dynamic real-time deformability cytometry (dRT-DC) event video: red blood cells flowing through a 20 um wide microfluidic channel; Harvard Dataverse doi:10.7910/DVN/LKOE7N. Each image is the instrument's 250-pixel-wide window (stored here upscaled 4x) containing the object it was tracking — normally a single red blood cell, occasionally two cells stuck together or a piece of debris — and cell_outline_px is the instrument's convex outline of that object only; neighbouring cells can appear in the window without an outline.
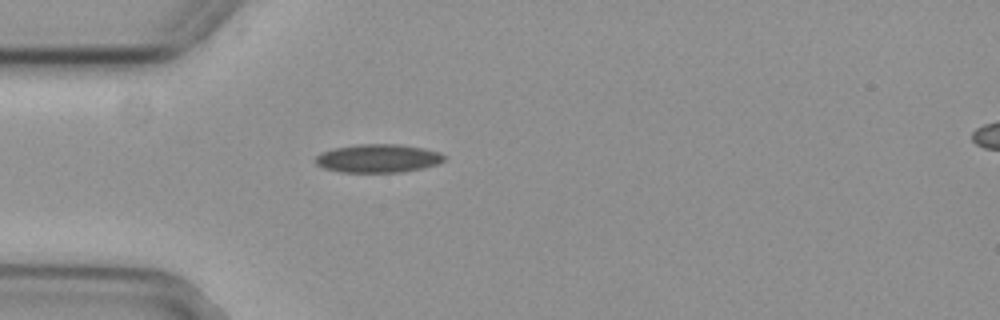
{"species": "common noctule bat (a hibernating species)", "species_latin": "Nyctalus noctula", "temperature_condition": "cold", "stored_images_in_passage": 40, "camera_frame_rate_fps": 3000, "um_per_image_px": 0.085, "animal": {"sex": "female", "body_mass_g": 29.2, "forearm_length_mm": 56.3}, "frame": {"image": 1, "passage_image": 1, "time_ms": 0.0, "image_size_px": [1000, 320], "cell_outline_px": [[448, 156], [444, 160], [436, 164], [420, 168], [400, 172], [340, 172], [324, 168], [316, 164], [316, 156], [320, 152], [332, 148], [356, 144], [400, 144], [424, 148], [440, 152]], "centroid_in_image_um": [32.12, 13.45], "position_along_channel_um": 52.9, "area_um2": 21.39}}
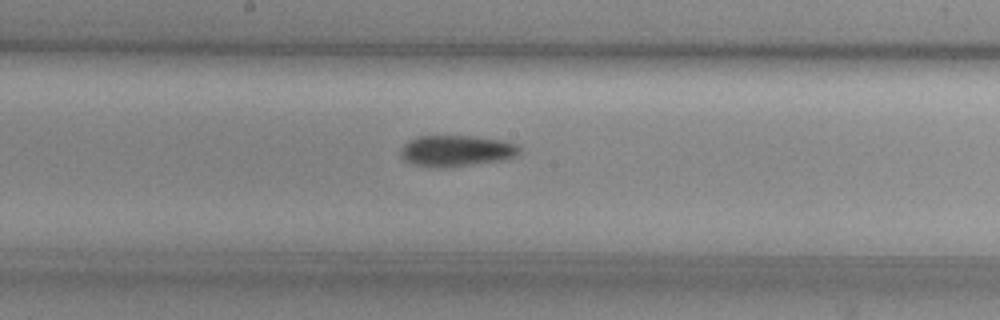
{"frame": {"image": 2, "passage_image": 14, "time_ms": 4.333, "image_size_px": [1000, 320], "cell_outline_px": [[520, 152], [504, 160], [448, 168], [436, 168], [416, 164], [404, 160], [400, 156], [400, 148], [408, 140], [416, 136], [472, 136], [500, 140], [516, 144], [520, 148]], "centroid_in_image_um": [38.74, 12.83], "position_along_channel_um": 209.5, "area_um2": 21.68}}
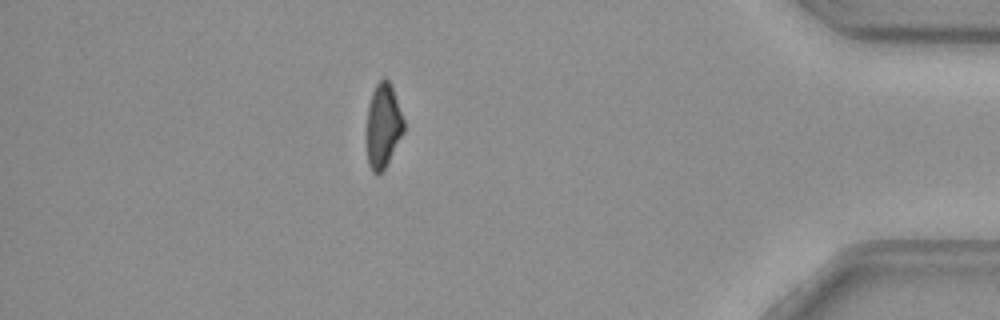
{"frame": {"image": 3, "passage_image": 33, "time_ms": 10.667, "image_size_px": [1000, 320], "cell_outline_px": [[404, 132], [384, 168], [380, 172], [372, 172], [368, 164], [368, 108], [372, 92], [376, 84], [384, 76], [388, 80], [392, 88], [404, 120]], "centroid_in_image_um": [32.58, 10.65], "position_along_channel_um": 402.6, "area_um2": 17.63}, "authors_computed_cell_mechanics": {"area_um2": 20.5479, "velocity_mm_per_s": 3.7913, "shape_relaxation_time_tau1_ms": 8.6927, "shape_relaxation_time_tau2_ms": null, "deformation_change_tau1": 0.1723, "deformation_change_tau2": null}}